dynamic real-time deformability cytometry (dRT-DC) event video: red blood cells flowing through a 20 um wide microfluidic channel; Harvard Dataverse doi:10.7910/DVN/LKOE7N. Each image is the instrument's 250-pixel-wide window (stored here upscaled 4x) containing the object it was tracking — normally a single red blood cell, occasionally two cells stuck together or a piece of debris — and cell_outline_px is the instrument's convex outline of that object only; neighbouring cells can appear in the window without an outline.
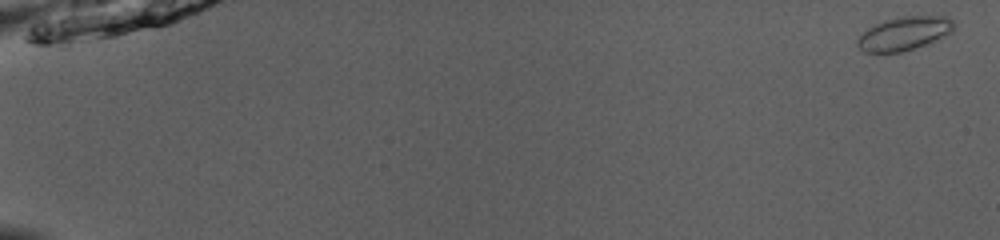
{"species": "common noctule bat (a hibernating species)", "species_latin": "Nyctalus noctula", "temperature_condition": "room temperature", "stored_images_in_passage": 52, "camera_frame_rate_fps": 3000, "um_per_image_px": 0.085, "animal": {"sex": "male", "body_mass_g": 13.0, "forearm_length_mm": 53.1}, "frame": {"image": 1, "passage_image": 1, "time_ms": 0.0, "image_size_px": [1000, 240], "cell_outline_px": [[956, 24], [952, 32], [944, 36], [924, 44], [900, 52], [864, 52], [856, 44], [856, 40], [868, 28], [876, 24], [888, 20], [904, 16], [948, 16]], "centroid_in_image_um": [76.88, 2.84], "position_along_channel_um": 8.1, "area_um2": 18.5}}
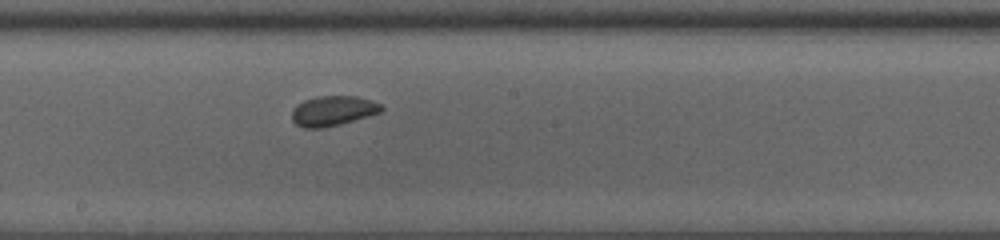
{"frame": {"image": 2, "passage_image": 31, "time_ms": 10.0, "image_size_px": [1000, 240], "cell_outline_px": [[384, 108], [380, 112], [368, 116], [340, 124], [324, 128], [304, 128], [296, 124], [292, 120], [292, 108], [296, 104], [304, 100], [320, 96], [356, 96], [372, 100], [380, 104]], "centroid_in_image_um": [28.28, 9.42], "position_along_channel_um": 219.9, "area_um2": 15.66}}
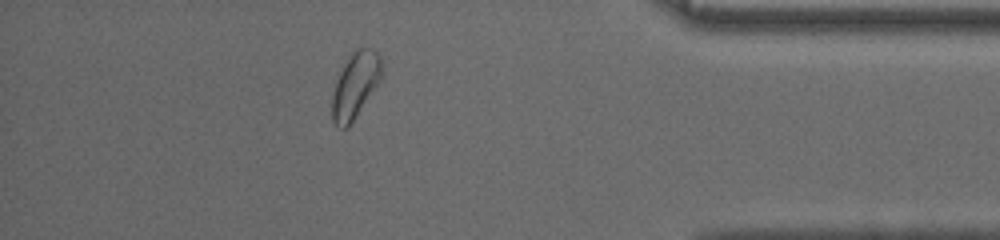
{"frame": {"image": 3, "passage_image": 47, "time_ms": 15.333, "image_size_px": [1000, 240], "cell_outline_px": [[384, 64], [380, 80], [348, 128], [340, 128], [332, 120], [332, 96], [336, 80], [348, 56], [356, 48], [368, 48], [376, 52], [380, 56]], "centroid_in_image_um": [30.2, 7.22], "position_along_channel_um": 405.0, "area_um2": 18.9}, "authors_computed_cell_mechanics": {"area_um2": 16.473, "velocity_mm_per_s": 3.9642, "shape_relaxation_time_tau1_ms": 2.516, "shape_relaxation_time_tau2_ms": null, "deformation_change_tau1": 0.0359, "deformation_change_tau2": null}}